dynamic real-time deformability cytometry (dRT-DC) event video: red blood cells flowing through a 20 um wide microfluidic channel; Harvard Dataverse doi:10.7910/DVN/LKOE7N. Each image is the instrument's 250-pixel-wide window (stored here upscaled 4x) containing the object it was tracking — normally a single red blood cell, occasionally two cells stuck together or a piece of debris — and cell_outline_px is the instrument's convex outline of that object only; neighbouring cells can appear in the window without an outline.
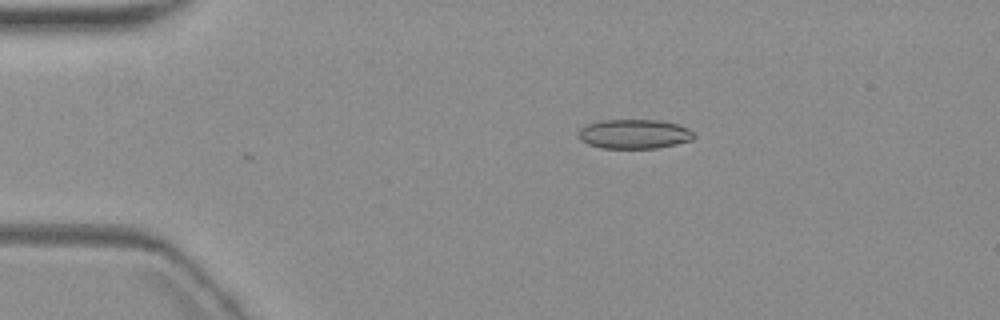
{"species": "common noctule bat (a hibernating species)", "species_latin": "Nyctalus noctula", "temperature_condition": "warm", "stored_images_in_passage": 4, "camera_frame_rate_fps": 3000, "um_per_image_px": 0.085, "animal": {"sex": "female", "body_mass_g": 19.3, "forearm_length_mm": 54.1}, "frame": {"image": 1, "passage_image": 4, "time_ms": 3.667, "image_size_px": [1000, 320], "cell_outline_px": [[696, 136], [692, 140], [656, 148], [604, 148], [588, 144], [580, 140], [580, 128], [588, 124], [600, 120], [660, 120], [676, 124], [688, 128]], "centroid_in_image_um": [53.92, 11.39], "position_along_channel_um": 31.1, "area_um2": 19.59}}